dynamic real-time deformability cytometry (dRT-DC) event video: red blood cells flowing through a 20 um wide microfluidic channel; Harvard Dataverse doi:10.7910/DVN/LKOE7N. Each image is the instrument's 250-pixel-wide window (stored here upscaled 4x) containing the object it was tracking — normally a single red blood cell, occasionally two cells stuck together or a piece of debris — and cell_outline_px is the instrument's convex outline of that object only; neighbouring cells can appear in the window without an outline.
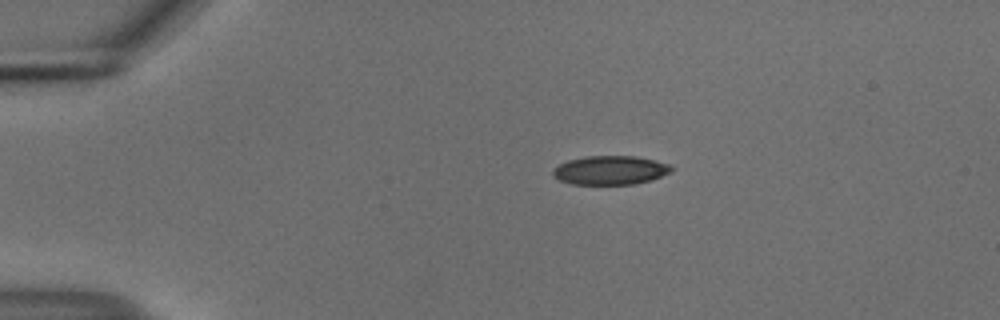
{"species": "common noctule bat (a hibernating species)", "species_latin": "Nyctalus noctula", "temperature_condition": "cold", "stored_images_in_passage": 44, "camera_frame_rate_fps": 3000, "um_per_image_px": 0.085, "animal": {"sex": "male", "body_mass_g": 18.8}, "frame": {"image": 1, "passage_image": 1, "time_ms": 0.0, "image_size_px": [1000, 320], "cell_outline_px": [[672, 172], [652, 180], [636, 184], [572, 184], [560, 180], [552, 176], [552, 168], [568, 160], [584, 156], [636, 156], [656, 160], [668, 164], [672, 168]], "centroid_in_image_um": [51.87, 14.47], "position_along_channel_um": 33.1, "area_um2": 20.11}}
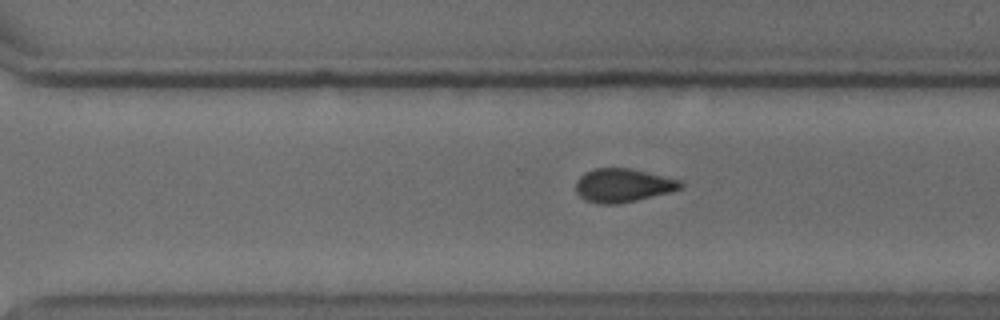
{"frame": {"image": 2, "passage_image": 28, "time_ms": 9.0, "image_size_px": [1000, 320], "cell_outline_px": [[684, 188], [636, 200], [616, 204], [600, 204], [584, 200], [576, 192], [576, 180], [584, 172], [596, 168], [628, 168], [680, 180], [684, 184]], "centroid_in_image_um": [52.92, 15.76], "position_along_channel_um": 317.7, "area_um2": 20.35}}
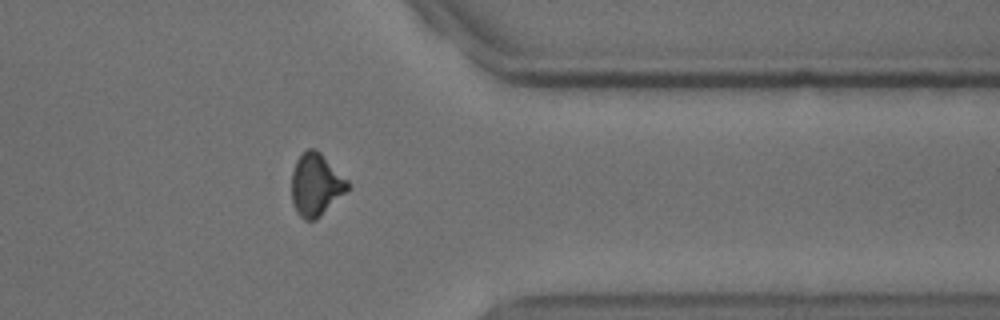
{"frame": {"image": 3, "passage_image": 34, "time_ms": 11.0, "image_size_px": [1000, 320], "cell_outline_px": [[352, 188], [348, 192], [316, 220], [304, 220], [296, 212], [292, 200], [292, 172], [296, 160], [308, 148], [316, 148], [352, 184]], "centroid_in_image_um": [26.9, 15.72], "position_along_channel_um": 384.5, "area_um2": 20.75}, "authors_computed_cell_mechanics": {"area_um2": 20.6635, "velocity_mm_per_s": 3.7377, "shape_relaxation_time_tau1_ms": 7.5665, "shape_relaxation_time_tau2_ms": 2.2915, "deformation_change_tau1": 0.1503, "deformation_change_tau2": 0.0716}}